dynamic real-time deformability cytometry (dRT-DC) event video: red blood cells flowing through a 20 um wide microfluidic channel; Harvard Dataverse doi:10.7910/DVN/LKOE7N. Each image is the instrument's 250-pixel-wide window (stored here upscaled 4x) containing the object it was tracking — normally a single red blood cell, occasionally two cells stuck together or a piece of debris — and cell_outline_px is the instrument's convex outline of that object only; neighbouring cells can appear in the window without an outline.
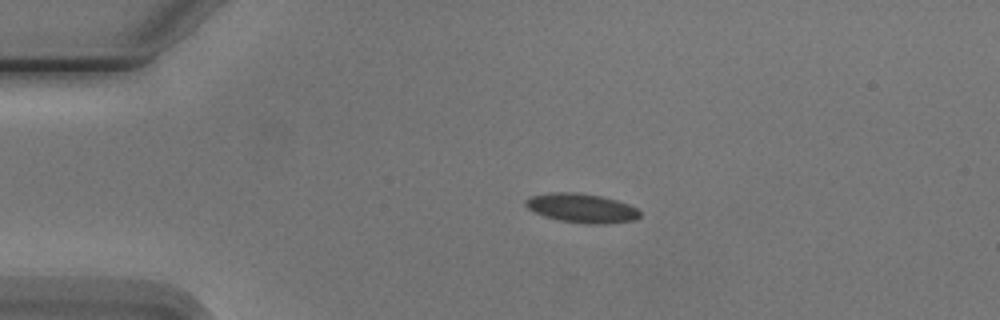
{"species": "Egyptian fruit bat (a non-hibernating species)", "species_latin": "Rousettus aegyptiacus", "temperature_condition": "cold", "stored_images_in_passage": 2, "camera_frame_rate_fps": 3000, "um_per_image_px": 0.085, "animal": {"sex": "male"}, "frame": {"image": 1, "passage_image": 1, "time_ms": 0.0, "image_size_px": [1000, 320], "cell_outline_px": [[640, 216], [636, 220], [608, 224], [588, 224], [560, 220], [544, 216], [528, 208], [524, 204], [524, 200], [532, 196], [548, 192], [576, 192], [600, 196], [616, 200], [628, 204], [636, 208], [640, 212]], "centroid_in_image_um": [49.45, 17.69], "position_along_channel_um": 35.6, "area_um2": 19.42}}